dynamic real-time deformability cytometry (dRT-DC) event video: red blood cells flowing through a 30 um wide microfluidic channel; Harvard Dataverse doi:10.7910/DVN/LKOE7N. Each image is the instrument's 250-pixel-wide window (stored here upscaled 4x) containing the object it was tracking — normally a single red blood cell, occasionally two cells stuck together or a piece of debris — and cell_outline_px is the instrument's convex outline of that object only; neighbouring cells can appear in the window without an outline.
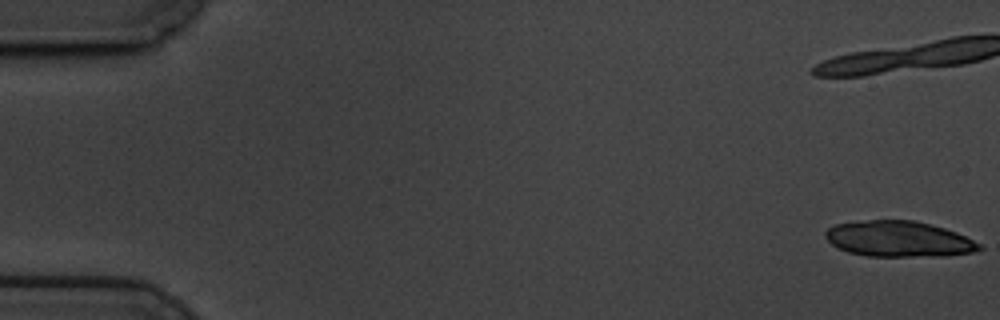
{"species": "common noctule bat (a hibernating species)", "species_latin": "Nyctalus noctula", "temperature_condition": "cold", "stored_images_in_passage": 19, "camera_frame_rate_fps": 3000, "um_per_image_px": 0.085, "animal": {"sex": "male", "body_mass_g": 19.5, "forearm_length_mm": 54.6}, "frame": {"image": 1, "passage_image": 1, "time_ms": 0.0, "image_size_px": [1000, 320], "cell_outline_px": [[984, 248], [972, 252], [944, 256], [868, 256], [848, 252], [836, 248], [824, 236], [824, 232], [828, 228], [836, 224], [868, 220], [912, 220], [944, 228], [956, 232], [980, 244]], "centroid_in_image_um": [76.36, 20.32], "position_along_channel_um": 8.6, "area_um2": 31.91}}